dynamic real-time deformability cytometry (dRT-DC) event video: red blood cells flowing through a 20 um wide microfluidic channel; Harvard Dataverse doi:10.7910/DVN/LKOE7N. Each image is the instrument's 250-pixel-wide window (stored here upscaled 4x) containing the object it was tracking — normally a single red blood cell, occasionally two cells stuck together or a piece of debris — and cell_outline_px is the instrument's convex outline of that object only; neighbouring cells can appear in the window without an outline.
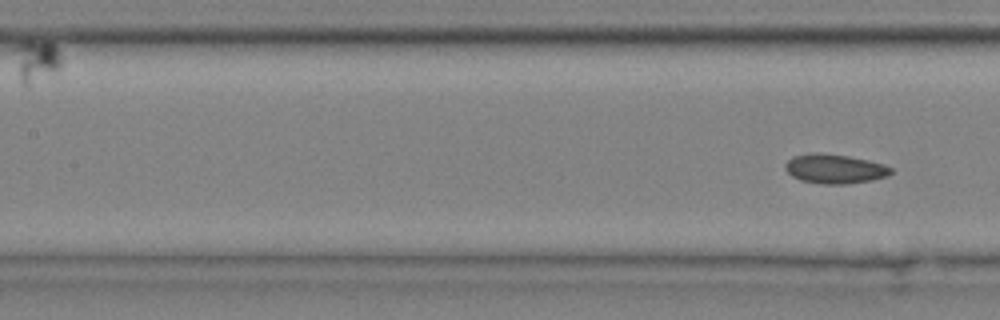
{"species": "common noctule bat (a hibernating species)", "species_latin": "Nyctalus noctula", "temperature_condition": "cold", "stored_images_in_passage": 7, "segment_of_instrument_passage": [2, 2], "camera_frame_rate_fps": 3000, "um_per_image_px": 0.085, "animal": {"sex": "male", "body_mass_g": 20.4}, "frame": {"image": 1, "passage_image": 7, "time_ms": 2.0, "image_size_px": [1000, 320], "cell_outline_px": [[892, 172], [888, 176], [872, 180], [848, 184], [824, 184], [800, 180], [792, 176], [784, 168], [784, 164], [792, 156], [812, 152], [820, 152], [848, 156], [868, 160], [884, 164], [892, 168]], "centroid_in_image_um": [70.94, 14.34], "position_along_channel_um": 136.5, "area_um2": 18.26}}